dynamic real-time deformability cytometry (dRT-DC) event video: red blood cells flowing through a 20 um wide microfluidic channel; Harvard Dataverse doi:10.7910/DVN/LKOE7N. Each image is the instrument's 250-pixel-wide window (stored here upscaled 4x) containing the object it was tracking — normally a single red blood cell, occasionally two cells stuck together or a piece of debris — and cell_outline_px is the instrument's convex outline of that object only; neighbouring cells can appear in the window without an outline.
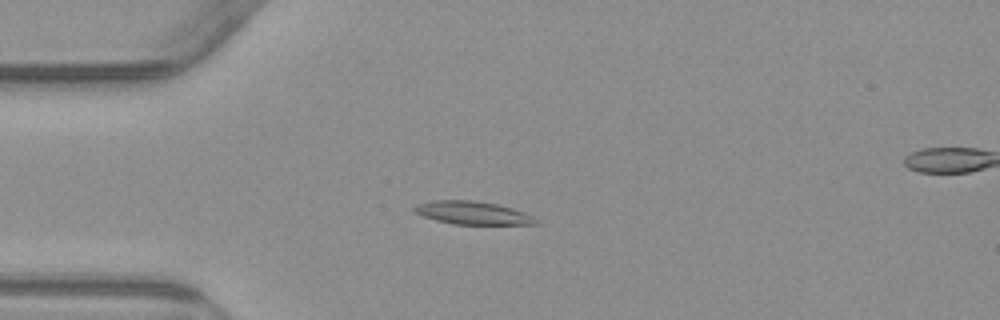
{"species": "common noctule bat (a hibernating species)", "species_latin": "Nyctalus noctula", "temperature_condition": "warm", "stored_images_in_passage": 5, "camera_frame_rate_fps": 3000, "um_per_image_px": 0.085, "animal": {"sex": "male", "body_mass_g": 23.1, "forearm_length_mm": 52.7}, "frame": {"image": 1, "passage_image": 3, "time_ms": 3.333, "image_size_px": [1000, 320], "cell_outline_px": [[540, 224], [452, 224], [436, 220], [424, 216], [416, 212], [412, 208], [416, 204], [432, 200], [476, 200], [496, 204], [512, 208], [524, 212], [540, 220]], "centroid_in_image_um": [40.19, 18.09], "position_along_channel_um": 44.8, "area_um2": 16.36}}
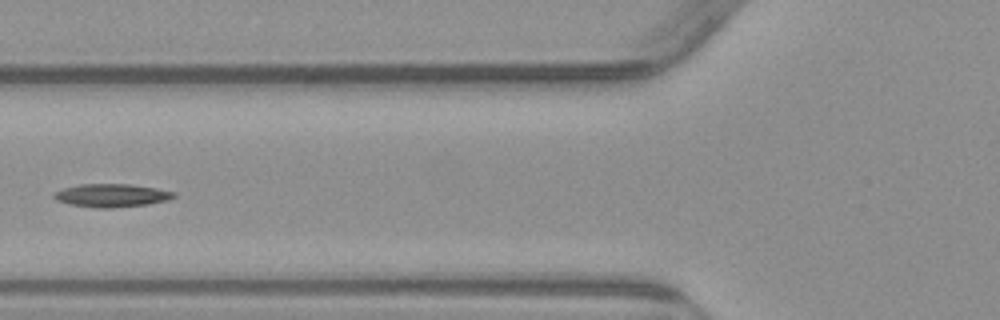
{"frame": {"image": 2, "passage_image": 5, "time_ms": 5.667, "image_size_px": [1000, 320], "cell_outline_px": [[176, 196], [168, 200], [148, 204], [112, 208], [96, 208], [68, 204], [56, 200], [52, 196], [52, 192], [64, 188], [80, 184], [132, 184], [156, 188], [176, 192]], "centroid_in_image_um": [9.47, 16.61], "position_along_channel_um": 116.3, "area_um2": 16.36}}